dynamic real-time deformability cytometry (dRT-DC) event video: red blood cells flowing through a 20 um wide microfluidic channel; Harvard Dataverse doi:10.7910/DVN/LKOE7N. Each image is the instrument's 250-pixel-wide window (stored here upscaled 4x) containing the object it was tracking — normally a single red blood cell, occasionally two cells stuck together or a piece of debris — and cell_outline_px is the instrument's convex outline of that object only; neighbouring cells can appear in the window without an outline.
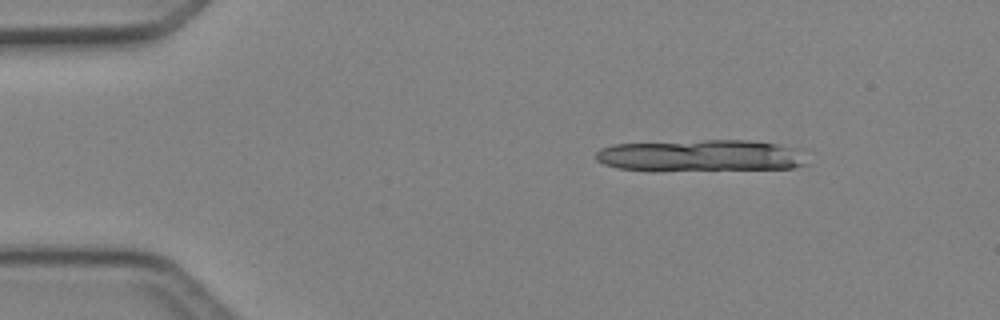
{"species": "Egyptian fruit bat (a non-hibernating species)", "species_latin": "Rousettus aegyptiacus", "temperature_condition": "cold", "stored_images_in_passage": 11, "camera_frame_rate_fps": 3000, "um_per_image_px": 0.085, "animal": {"sex": "female"}, "frame": {"image": 1, "passage_image": 7, "time_ms": 2.0, "image_size_px": [1000, 320], "cell_outline_px": [[808, 164], [792, 168], [616, 168], [604, 164], [596, 160], [596, 152], [600, 148], [612, 144], [704, 140], [748, 140], [776, 144], [796, 148]], "centroid_in_image_um": [59.55, 13.18], "position_along_channel_um": 25.4, "area_um2": 37.34}}